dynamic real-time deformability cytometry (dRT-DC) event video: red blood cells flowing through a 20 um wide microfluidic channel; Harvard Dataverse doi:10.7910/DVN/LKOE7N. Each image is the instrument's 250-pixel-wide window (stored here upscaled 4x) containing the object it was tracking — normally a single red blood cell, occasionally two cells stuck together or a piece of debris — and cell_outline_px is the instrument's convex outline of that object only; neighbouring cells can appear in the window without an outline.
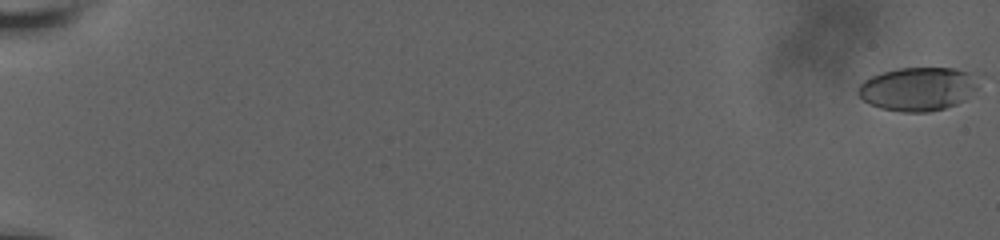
{"species": "human", "species_latin": "Homo sapiens", "temperature_condition": "room temperature", "stored_images_in_passage": 59, "camera_frame_rate_fps": 3000, "um_per_image_px": 0.085, "donor": {"sex": "male"}, "frame": {"image": 1, "passage_image": 1, "time_ms": 0.0, "image_size_px": [1000, 240], "cell_outline_px": [[980, 80], [976, 88], [964, 100], [956, 104], [944, 108], [928, 112], [904, 112], [880, 108], [868, 104], [856, 92], [860, 84], [864, 80], [872, 76], [884, 72], [900, 68], [956, 68], [968, 72], [976, 76]], "centroid_in_image_um": [78.02, 7.56], "position_along_channel_um": 7.0, "area_um2": 30.52}}
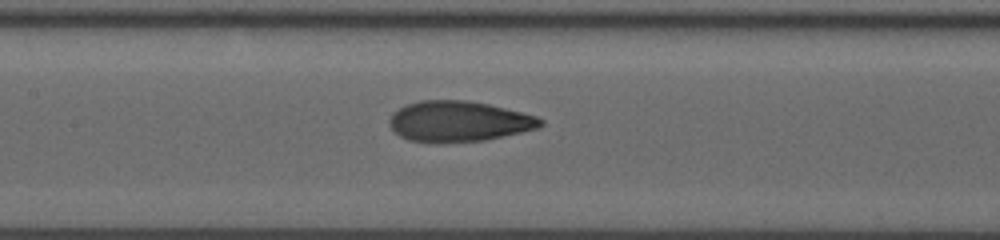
{"frame": {"image": 2, "passage_image": 32, "time_ms": 10.333, "image_size_px": [1000, 240], "cell_outline_px": [[544, 124], [536, 128], [520, 132], [484, 140], [436, 144], [408, 140], [400, 136], [388, 124], [388, 120], [392, 112], [408, 104], [420, 100], [468, 100], [488, 104], [536, 116], [544, 120]], "centroid_in_image_um": [38.94, 10.33], "position_along_channel_um": 168.5, "area_um2": 35.84}}
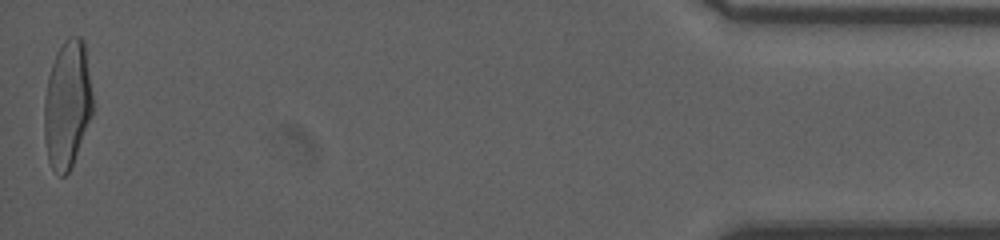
{"frame": {"image": 3, "passage_image": 59, "time_ms": 19.333, "image_size_px": [1000, 240], "cell_outline_px": [[92, 116], [72, 164], [68, 172], [64, 176], [60, 176], [52, 168], [48, 160], [44, 136], [44, 100], [48, 76], [56, 52], [60, 44], [68, 36], [80, 36], [84, 40], [92, 92]], "centroid_in_image_um": [5.71, 8.84], "position_along_channel_um": 429.5, "area_um2": 36.18}, "authors_computed_cell_mechanics": {"area_um2": 34.8534, "velocity_mm_per_s": 3.8198, "shape_relaxation_time_tau1_ms": 8.1788, "shape_relaxation_time_tau2_ms": 1.0868, "deformation_change_tau1": 0.2723, "deformation_change_tau2": 0.0727}}